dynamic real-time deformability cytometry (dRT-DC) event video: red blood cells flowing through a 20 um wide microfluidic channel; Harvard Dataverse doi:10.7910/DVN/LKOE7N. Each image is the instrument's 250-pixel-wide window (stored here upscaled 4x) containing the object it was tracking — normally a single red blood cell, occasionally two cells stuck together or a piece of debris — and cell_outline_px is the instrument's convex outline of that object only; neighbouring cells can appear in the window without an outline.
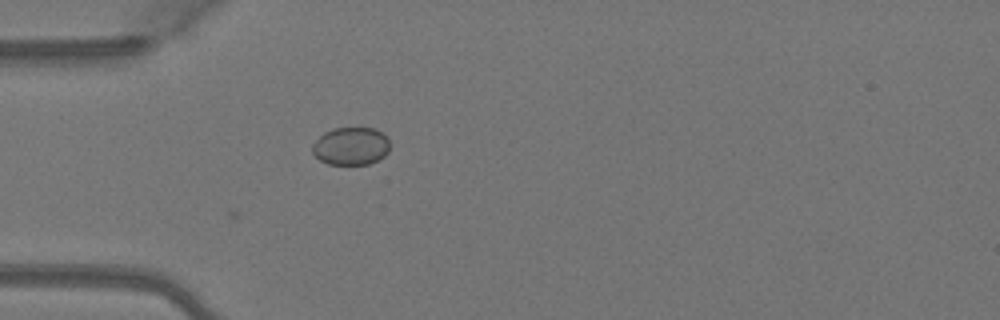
{"species": "Egyptian fruit bat (a non-hibernating species)", "species_latin": "Rousettus aegyptiacus", "temperature_condition": "warm", "stored_images_in_passage": 5, "camera_frame_rate_fps": 3000, "um_per_image_px": 0.085, "animal": {"sex": "female"}, "frame": {"image": 1, "passage_image": 5, "time_ms": 1.333, "image_size_px": [1000, 320], "cell_outline_px": [[388, 152], [384, 156], [368, 164], [328, 164], [320, 160], [312, 152], [312, 144], [324, 132], [332, 128], [376, 128], [388, 136]], "centroid_in_image_um": [29.83, 12.4], "position_along_channel_um": 55.2, "area_um2": 17.11}}